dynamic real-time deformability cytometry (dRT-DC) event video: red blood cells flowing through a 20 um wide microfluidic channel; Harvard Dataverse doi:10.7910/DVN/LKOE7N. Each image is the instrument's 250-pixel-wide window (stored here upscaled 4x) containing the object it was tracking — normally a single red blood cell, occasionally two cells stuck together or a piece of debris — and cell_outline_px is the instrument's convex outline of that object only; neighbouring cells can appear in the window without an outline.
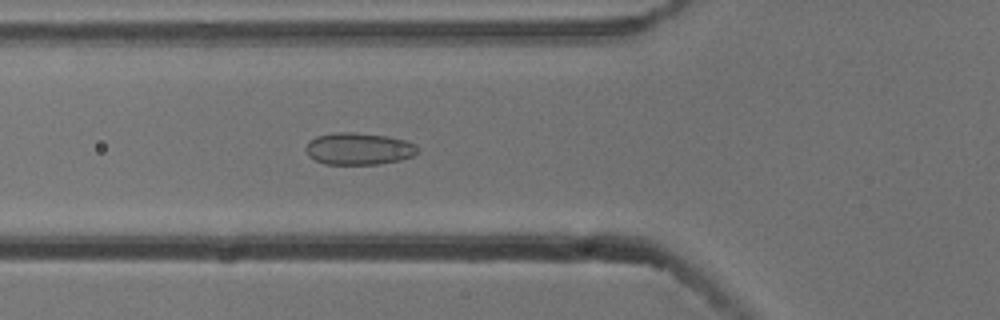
{"species": "common noctule bat (a hibernating species)", "species_latin": "Nyctalus noctula", "temperature_condition": "cold", "stored_images_in_passage": 43, "camera_frame_rate_fps": 3000, "um_per_image_px": 0.085, "animal": {"sex": "male", "body_mass_g": 13.3}, "frame": {"image": 1, "passage_image": 8, "time_ms": 2.333, "image_size_px": [1000, 320], "cell_outline_px": [[416, 152], [412, 156], [400, 160], [380, 164], [324, 164], [308, 156], [308, 140], [316, 136], [340, 132], [348, 132], [384, 136], [404, 140], [416, 144]], "centroid_in_image_um": [30.48, 12.65], "position_along_channel_um": 95.3, "area_um2": 20.46}}
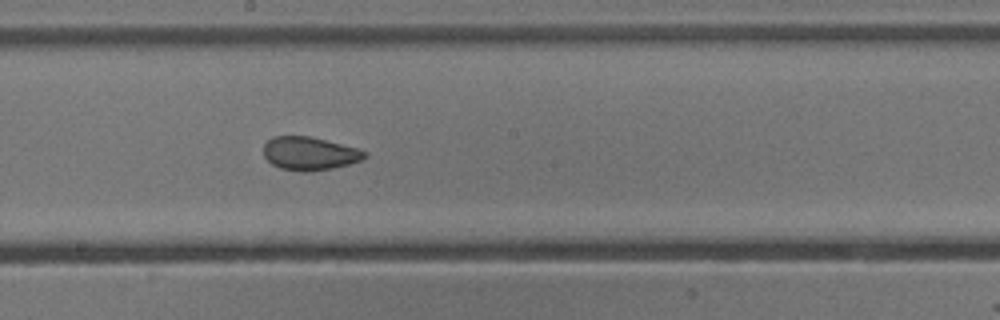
{"frame": {"image": 2, "passage_image": 18, "time_ms": 5.667, "image_size_px": [1000, 320], "cell_outline_px": [[368, 156], [364, 160], [332, 168], [308, 172], [304, 172], [280, 168], [272, 164], [264, 156], [264, 144], [272, 136], [308, 136], [356, 148], [364, 152]], "centroid_in_image_um": [26.29, 13.05], "position_along_channel_um": 221.9, "area_um2": 19.42}}
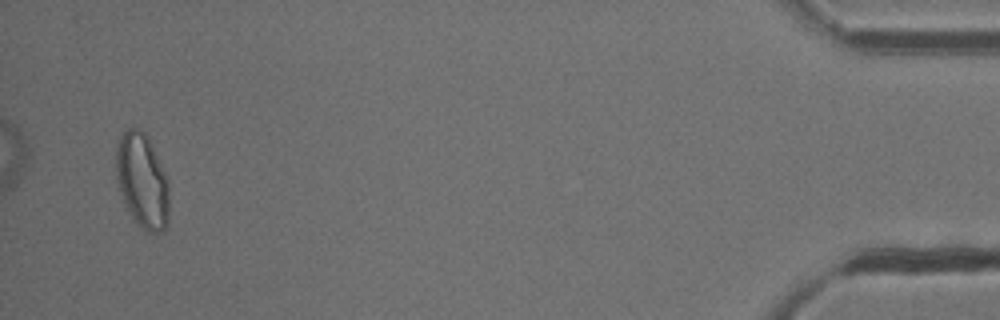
{"frame": {"image": 3, "passage_image": 41, "time_ms": 13.333, "image_size_px": [1000, 320], "cell_outline_px": [[168, 224], [164, 232], [148, 232], [136, 224], [124, 204], [120, 188], [116, 168], [116, 152], [120, 136], [128, 128], [136, 128], [144, 132], [148, 136], [168, 180]], "centroid_in_image_um": [12.11, 15.39], "position_along_channel_um": 423.1, "area_um2": 29.13}, "authors_computed_cell_mechanics": {"area_um2": 20.4612, "velocity_mm_per_s": 3.7722, "shape_relaxation_time_tau1_ms": null, "shape_relaxation_time_tau2_ms": 1.309, "deformation_change_tau1": null, "deformation_change_tau2": 0.0577}}